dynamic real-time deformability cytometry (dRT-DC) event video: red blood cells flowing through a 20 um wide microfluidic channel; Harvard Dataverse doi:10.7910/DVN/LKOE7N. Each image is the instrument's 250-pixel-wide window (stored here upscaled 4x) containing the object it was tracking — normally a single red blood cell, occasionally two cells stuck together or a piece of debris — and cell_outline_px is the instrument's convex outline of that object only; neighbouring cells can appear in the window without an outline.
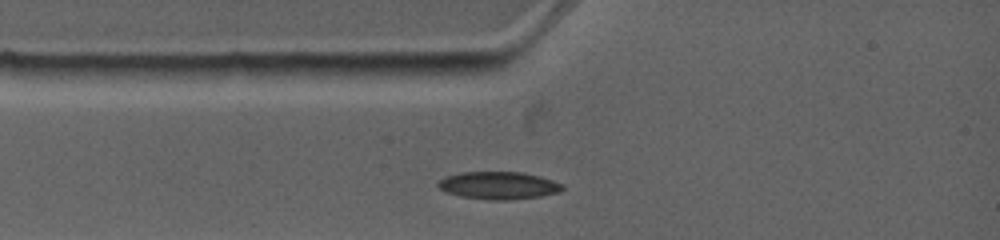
{"species": "common noctule bat (a hibernating species)", "species_latin": "Nyctalus noctula", "temperature_condition": "warm", "stored_images_in_passage": 5, "camera_frame_rate_fps": 4500, "um_per_image_px": 0.085, "animal": {"sex": "female", "body_mass_g": 19.0, "forearm_length_mm": 53.3}, "frame": {"image": 1, "passage_image": 1, "time_ms": 0.0, "image_size_px": [1000, 240], "cell_outline_px": [[564, 188], [560, 192], [540, 196], [512, 200], [492, 200], [460, 196], [448, 192], [440, 188], [436, 184], [444, 176], [460, 172], [520, 172], [540, 176], [564, 184]], "centroid_in_image_um": [42.4, 15.76], "position_along_channel_um": 42.6, "area_um2": 20.0}}
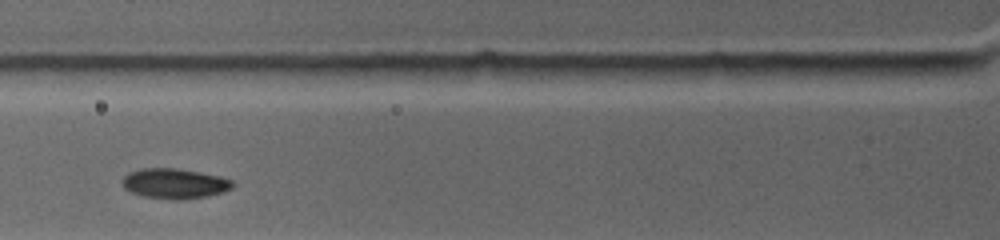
{"frame": {"image": 2, "passage_image": 3, "time_ms": 1.778, "image_size_px": [1000, 240], "cell_outline_px": [[236, 184], [232, 188], [224, 192], [208, 196], [184, 200], [176, 200], [144, 196], [132, 192], [124, 188], [120, 180], [128, 172], [140, 168], [180, 168], [220, 176], [232, 180]], "centroid_in_image_um": [14.85, 15.59], "position_along_channel_um": 110.9, "area_um2": 19.71}}
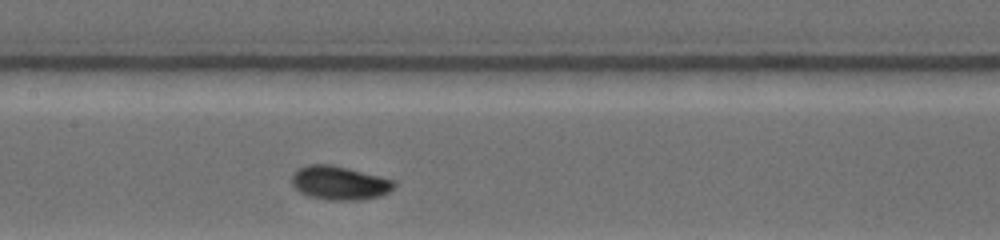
{"frame": {"image": 3, "passage_image": 5, "time_ms": 3.556, "image_size_px": [1000, 240], "cell_outline_px": [[396, 184], [388, 192], [380, 196], [360, 200], [328, 200], [312, 196], [300, 192], [292, 184], [292, 176], [300, 168], [308, 164], [332, 164], [380, 176], [392, 180]], "centroid_in_image_um": [28.86, 15.54], "position_along_channel_um": 178.5, "area_um2": 19.88}}